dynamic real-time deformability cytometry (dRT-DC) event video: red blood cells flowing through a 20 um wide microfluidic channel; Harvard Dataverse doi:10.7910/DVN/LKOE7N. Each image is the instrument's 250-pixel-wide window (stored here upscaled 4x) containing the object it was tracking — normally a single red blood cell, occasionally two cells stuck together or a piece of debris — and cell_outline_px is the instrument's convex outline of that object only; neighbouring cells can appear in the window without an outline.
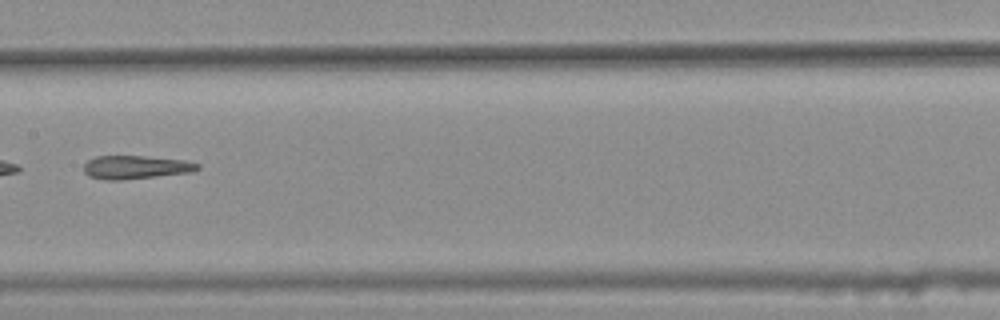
{"species": "common noctule bat (a hibernating species)", "species_latin": "Nyctalus noctula", "temperature_condition": "warm", "stored_images_in_passage": 8, "camera_frame_rate_fps": 3000, "um_per_image_px": 0.085, "animal": {"sex": "female", "body_mass_g": 25.1}, "frame": {"image": 1, "passage_image": 7, "time_ms": 2.0, "image_size_px": [1000, 320], "cell_outline_px": [[200, 168], [192, 172], [124, 180], [104, 180], [88, 176], [84, 172], [84, 164], [88, 160], [96, 156], [144, 156], [188, 160], [200, 164]], "centroid_in_image_um": [11.55, 14.21], "position_along_channel_um": 195.8, "area_um2": 15.72}}
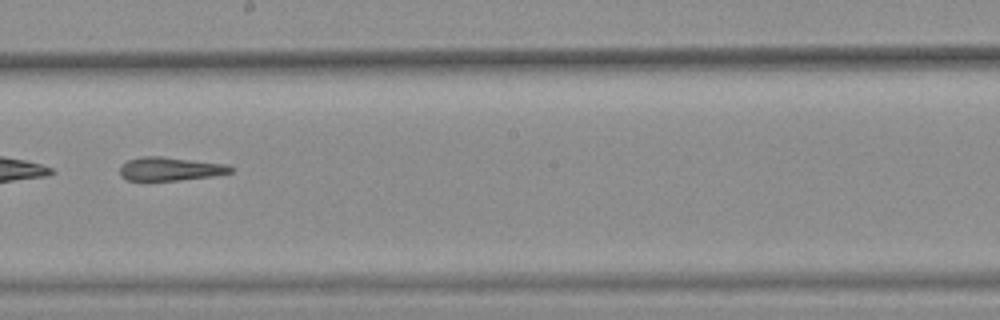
{"frame": {"image": 2, "passage_image": 8, "time_ms": 2.333, "image_size_px": [1000, 320], "cell_outline_px": [[232, 172], [216, 176], [180, 180], [128, 180], [120, 176], [120, 164], [128, 160], [140, 156], [164, 156], [228, 164], [232, 168]], "centroid_in_image_um": [14.47, 14.34], "position_along_channel_um": 233.7, "area_um2": 15.43}}